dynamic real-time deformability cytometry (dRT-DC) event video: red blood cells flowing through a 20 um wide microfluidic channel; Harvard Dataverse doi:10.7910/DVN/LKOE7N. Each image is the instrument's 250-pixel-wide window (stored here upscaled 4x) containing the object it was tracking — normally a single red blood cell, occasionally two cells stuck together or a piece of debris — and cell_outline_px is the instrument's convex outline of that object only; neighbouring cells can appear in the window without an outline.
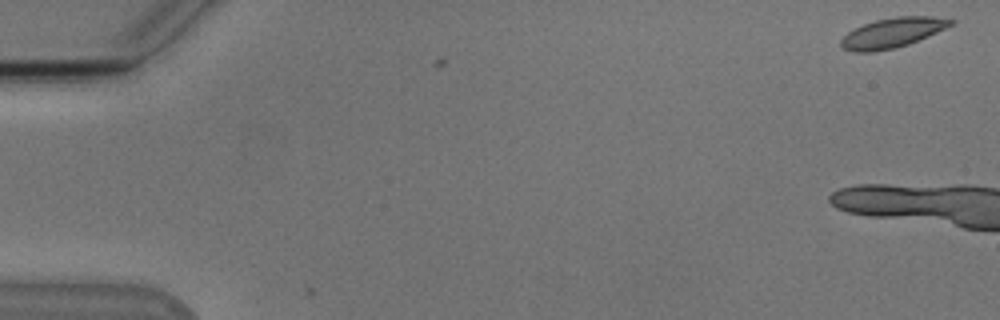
{"species": "Egyptian fruit bat (a non-hibernating species)", "species_latin": "Rousettus aegyptiacus", "temperature_condition": "cold", "stored_images_in_passage": 4, "camera_frame_rate_fps": 3000, "um_per_image_px": 0.085, "animal": {"sex": "male"}, "frame": {"image": 1, "passage_image": 4, "time_ms": 1.0, "image_size_px": [1000, 320], "cell_outline_px": [[956, 24], [928, 36], [908, 44], [896, 48], [872, 52], [852, 52], [844, 48], [840, 44], [840, 40], [848, 32], [864, 24], [876, 20], [896, 16], [932, 16], [956, 20]], "centroid_in_image_um": [75.9, 2.78], "position_along_channel_um": 9.1, "area_um2": 19.13}}